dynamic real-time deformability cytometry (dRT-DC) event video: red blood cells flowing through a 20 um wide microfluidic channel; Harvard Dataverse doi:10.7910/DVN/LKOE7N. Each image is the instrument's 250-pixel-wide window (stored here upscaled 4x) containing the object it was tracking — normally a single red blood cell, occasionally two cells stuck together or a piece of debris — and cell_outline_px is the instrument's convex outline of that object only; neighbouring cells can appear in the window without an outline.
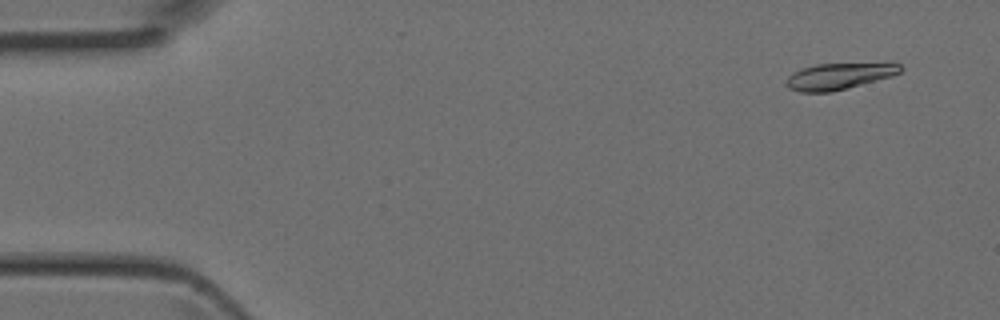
{"species": "Egyptian fruit bat (a non-hibernating species)", "species_latin": "Rousettus aegyptiacus", "temperature_condition": "room temperature", "stored_images_in_passage": 44, "camera_frame_rate_fps": 3000, "um_per_image_px": 0.085, "animal": {"sex": "female"}, "frame": {"image": 1, "passage_image": 2, "time_ms": 0.333, "image_size_px": [1000, 320], "cell_outline_px": [[904, 68], [900, 72], [892, 76], [832, 92], [800, 92], [788, 88], [784, 84], [788, 76], [792, 72], [816, 64], [900, 64]], "centroid_in_image_um": [71.25, 6.5], "position_along_channel_um": 13.7, "area_um2": 17.28}}
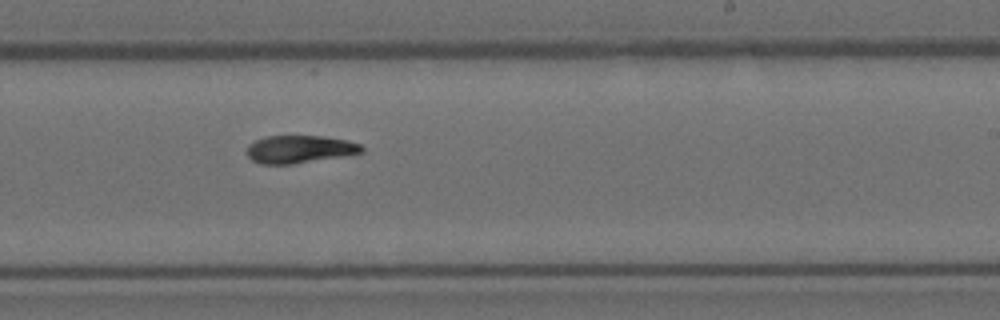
{"frame": {"image": 2, "passage_image": 26, "time_ms": 8.333, "image_size_px": [1000, 320], "cell_outline_px": [[364, 152], [292, 164], [260, 164], [252, 160], [248, 156], [248, 144], [256, 140], [268, 136], [324, 136], [348, 140], [360, 144], [364, 148]], "centroid_in_image_um": [25.47, 12.68], "position_along_channel_um": 263.5, "area_um2": 18.38}}
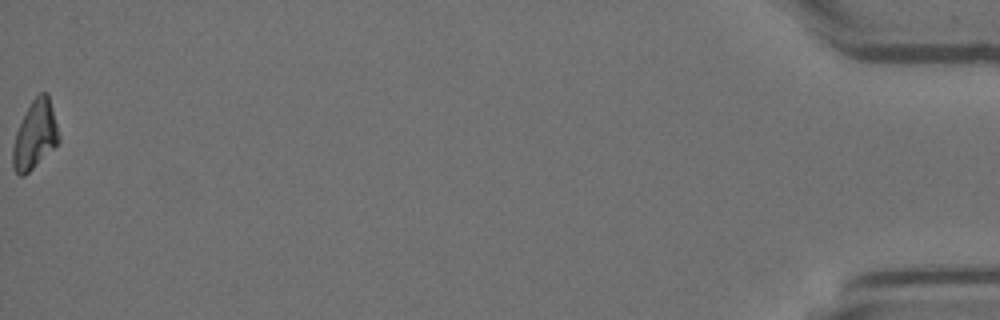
{"frame": {"image": 3, "passage_image": 44, "time_ms": 14.333, "image_size_px": [1000, 320], "cell_outline_px": [[60, 140], [24, 176], [20, 176], [16, 172], [12, 164], [12, 148], [16, 132], [32, 100], [40, 92], [48, 92], [60, 136]], "centroid_in_image_um": [2.97, 11.45], "position_along_channel_um": 432.2, "area_um2": 17.86}}